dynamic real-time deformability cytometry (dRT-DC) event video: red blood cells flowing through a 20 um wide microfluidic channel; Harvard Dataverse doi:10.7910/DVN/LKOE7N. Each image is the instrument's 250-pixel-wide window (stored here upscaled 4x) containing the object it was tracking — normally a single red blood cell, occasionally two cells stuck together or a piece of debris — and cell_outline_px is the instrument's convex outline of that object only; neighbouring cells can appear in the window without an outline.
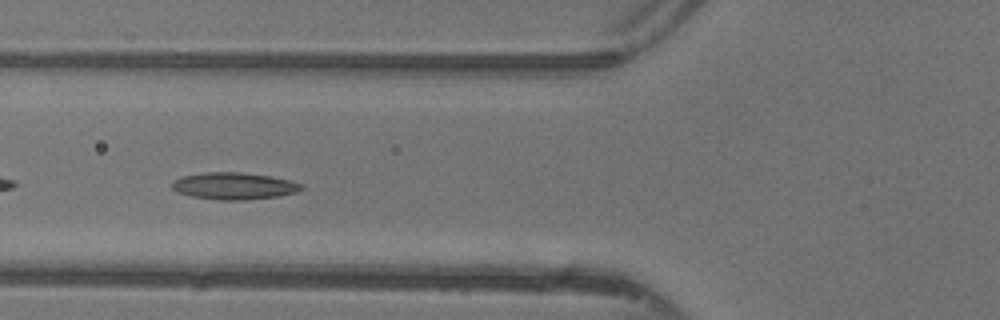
{"species": "common noctule bat (a hibernating species)", "species_latin": "Nyctalus noctula", "temperature_condition": "warm", "stored_images_in_passage": 47, "camera_frame_rate_fps": 3000, "um_per_image_px": 0.085, "animal": {"sex": "female"}, "frame": {"image": 1, "passage_image": 18, "time_ms": 5.667, "image_size_px": [1000, 320], "cell_outline_px": [[304, 188], [296, 192], [280, 196], [244, 200], [220, 200], [192, 196], [176, 192], [172, 188], [172, 180], [180, 176], [204, 172], [240, 172], [272, 176], [292, 180], [304, 184]], "centroid_in_image_um": [19.91, 15.8], "position_along_channel_um": 105.9, "area_um2": 20.63}}
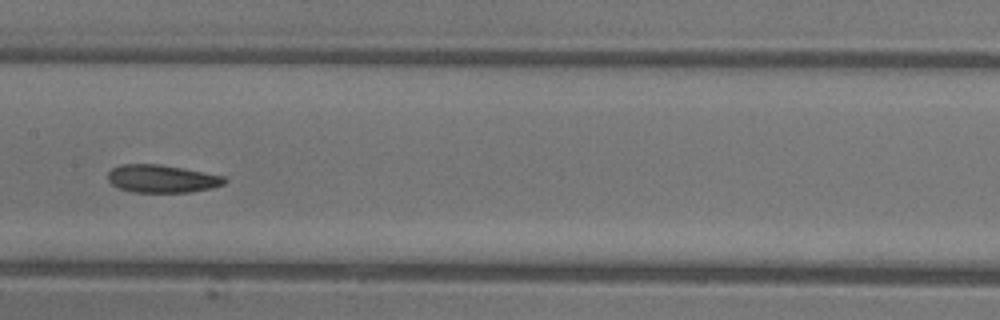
{"frame": {"image": 2, "passage_image": 24, "time_ms": 7.667, "image_size_px": [1000, 320], "cell_outline_px": [[228, 180], [224, 184], [212, 188], [188, 192], [132, 192], [120, 188], [112, 184], [108, 180], [108, 172], [112, 168], [120, 164], [160, 164], [184, 168], [224, 176]], "centroid_in_image_um": [13.77, 15.18], "position_along_channel_um": 193.6, "area_um2": 18.96}}
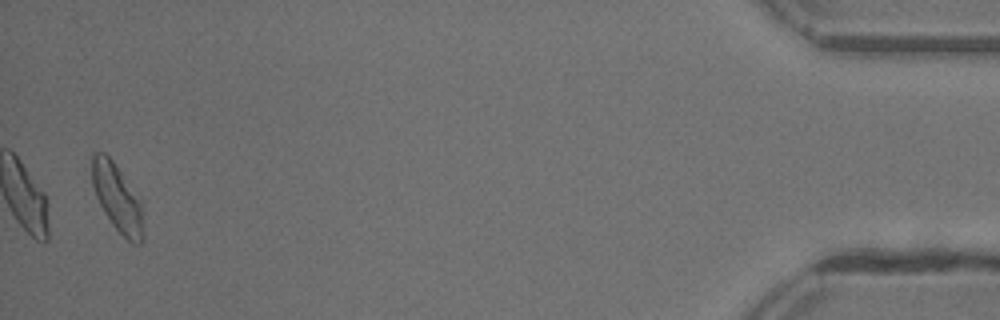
{"frame": {"image": 3, "passage_image": 46, "time_ms": 15.0, "image_size_px": [1000, 320], "cell_outline_px": [[144, 236], [140, 244], [132, 244], [112, 224], [104, 212], [96, 196], [92, 184], [92, 152], [104, 152], [112, 160], [140, 200]], "centroid_in_image_um": [9.96, 16.83], "position_along_channel_um": 425.2, "area_um2": 19.83}, "authors_computed_cell_mechanics": {"area_um2": 19.5364, "velocity_mm_per_s": 4.3751, "shape_relaxation_time_tau1_ms": 3.7408, "shape_relaxation_time_tau2_ms": 6.1187, "deformation_change_tau1": 0.1303, "deformation_change_tau2": 0.1679}}